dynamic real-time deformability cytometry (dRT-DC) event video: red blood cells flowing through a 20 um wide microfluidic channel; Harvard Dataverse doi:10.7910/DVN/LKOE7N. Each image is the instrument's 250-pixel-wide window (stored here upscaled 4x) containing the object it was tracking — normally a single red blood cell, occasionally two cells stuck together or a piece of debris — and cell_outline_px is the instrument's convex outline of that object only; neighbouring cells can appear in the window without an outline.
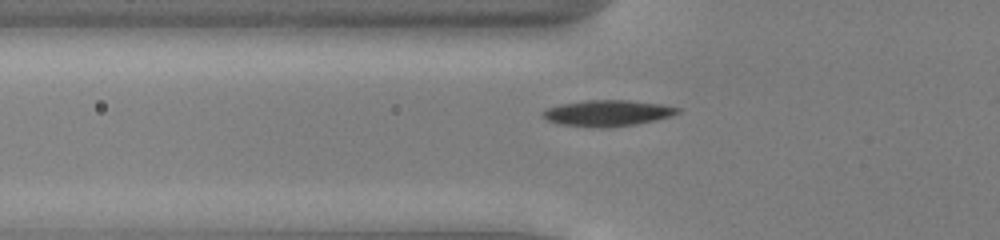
{"species": "common noctule bat (a hibernating species)", "species_latin": "Nyctalus noctula", "temperature_condition": "cold", "stored_images_in_passage": 38, "camera_frame_rate_fps": 3000, "um_per_image_px": 0.085, "animal": {"sex": "male", "body_mass_g": 13.0, "forearm_length_mm": 53.1}, "frame": {"image": 1, "passage_image": 4, "time_ms": 1.0, "image_size_px": [1000, 240], "cell_outline_px": [[680, 112], [668, 116], [636, 124], [600, 128], [560, 124], [548, 120], [540, 116], [540, 112], [548, 108], [560, 104], [584, 100], [628, 100], [660, 104], [680, 108]], "centroid_in_image_um": [51.57, 9.6], "position_along_channel_um": 74.2, "area_um2": 20.29}}
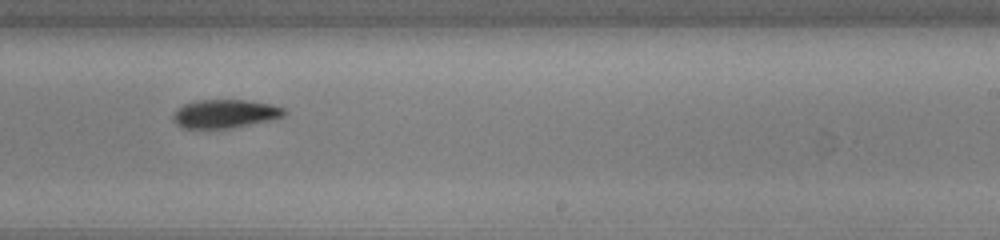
{"frame": {"image": 2, "passage_image": 19, "time_ms": 6.0, "image_size_px": [1000, 240], "cell_outline_px": [[288, 112], [284, 116], [268, 120], [232, 128], [180, 128], [172, 120], [172, 116], [184, 104], [196, 100], [248, 100], [268, 104], [284, 108]], "centroid_in_image_um": [19.11, 9.67], "position_along_channel_um": 269.9, "area_um2": 18.32}}
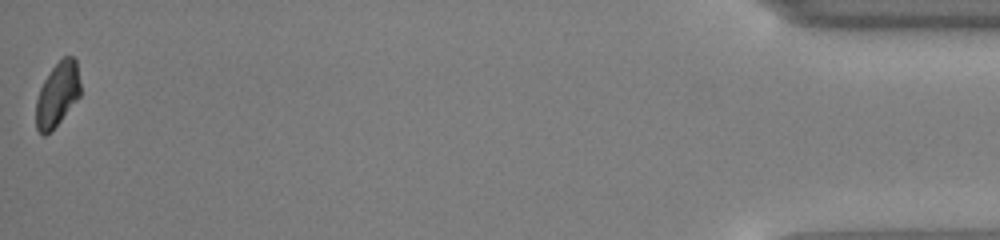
{"frame": {"image": 3, "passage_image": 38, "time_ms": 12.333, "image_size_px": [1000, 240], "cell_outline_px": [[80, 96], [60, 120], [44, 136], [36, 128], [36, 100], [40, 88], [44, 80], [52, 68], [64, 56], [72, 56], [76, 60], [80, 84]], "centroid_in_image_um": [4.88, 7.99], "position_along_channel_um": 430.3, "area_um2": 16.24}, "authors_computed_cell_mechanics": {"area_um2": 18.4093, "velocity_mm_per_s": 3.9282, "shape_relaxation_time_tau1_ms": 2.822, "shape_relaxation_time_tau2_ms": null, "deformation_change_tau1": 0.0931, "deformation_change_tau2": null}}